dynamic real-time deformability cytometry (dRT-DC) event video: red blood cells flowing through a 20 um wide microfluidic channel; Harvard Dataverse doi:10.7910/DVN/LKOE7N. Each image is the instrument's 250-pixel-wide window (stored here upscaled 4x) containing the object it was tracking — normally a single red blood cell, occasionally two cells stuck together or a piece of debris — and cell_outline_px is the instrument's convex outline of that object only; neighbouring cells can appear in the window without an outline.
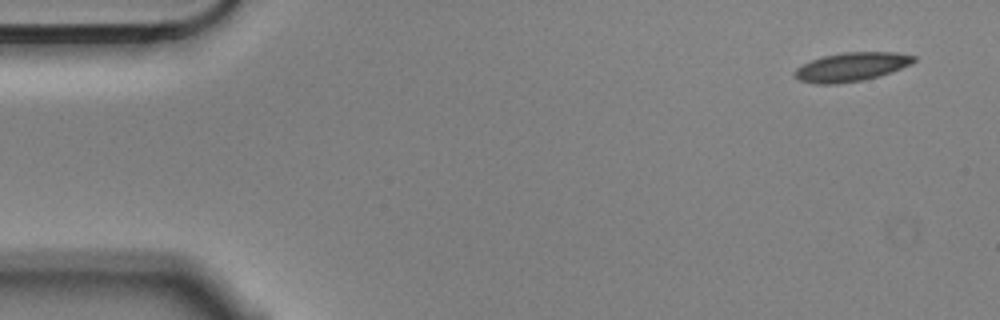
{"species": "Egyptian fruit bat (a non-hibernating species)", "species_latin": "Rousettus aegyptiacus", "temperature_condition": "cold", "stored_images_in_passage": 6, "camera_frame_rate_fps": 3000, "um_per_image_px": 0.085, "animal": {"sex": "male"}, "frame": {"image": 1, "passage_image": 1, "time_ms": 0.0, "image_size_px": [1000, 320], "cell_outline_px": [[916, 60], [912, 64], [892, 72], [880, 76], [864, 80], [836, 84], [816, 84], [800, 80], [792, 76], [792, 72], [796, 68], [812, 60], [824, 56], [844, 52], [896, 52], [916, 56]], "centroid_in_image_um": [72.38, 5.69], "position_along_channel_um": 12.6, "area_um2": 20.17}}
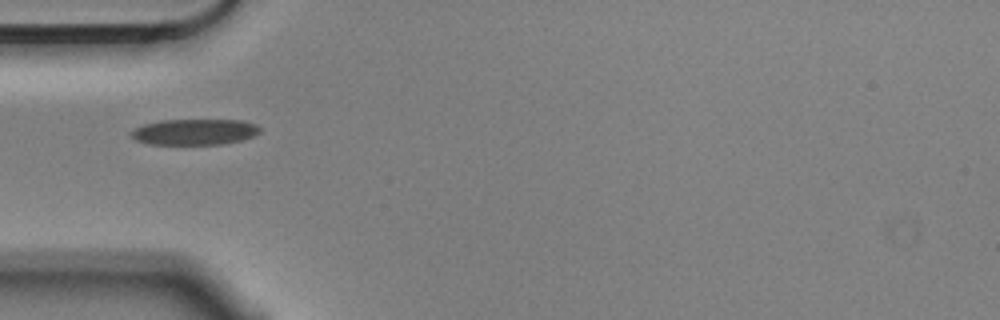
{"frame": {"image": 2, "passage_image": 5, "time_ms": 1.333, "image_size_px": [1000, 320], "cell_outline_px": [[260, 132], [252, 136], [240, 140], [220, 144], [148, 144], [136, 140], [132, 136], [132, 132], [136, 128], [144, 124], [160, 120], [244, 120], [256, 124], [260, 128]], "centroid_in_image_um": [16.56, 11.2], "position_along_channel_um": 68.4, "area_um2": 19.25}}
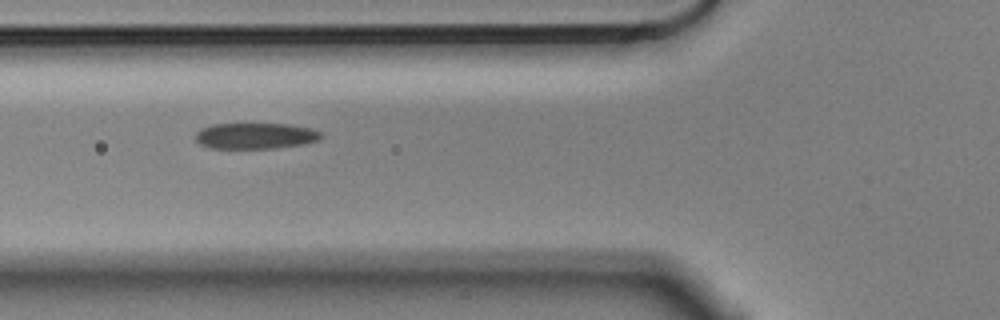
{"frame": {"image": 3, "passage_image": 6, "time_ms": 1.667, "image_size_px": [1000, 320], "cell_outline_px": [[324, 136], [320, 140], [304, 144], [276, 148], [212, 148], [200, 144], [196, 140], [196, 132], [200, 128], [212, 124], [288, 124], [312, 128], [320, 132]], "centroid_in_image_um": [21.74, 11.54], "position_along_channel_um": 104.1, "area_um2": 19.13}}